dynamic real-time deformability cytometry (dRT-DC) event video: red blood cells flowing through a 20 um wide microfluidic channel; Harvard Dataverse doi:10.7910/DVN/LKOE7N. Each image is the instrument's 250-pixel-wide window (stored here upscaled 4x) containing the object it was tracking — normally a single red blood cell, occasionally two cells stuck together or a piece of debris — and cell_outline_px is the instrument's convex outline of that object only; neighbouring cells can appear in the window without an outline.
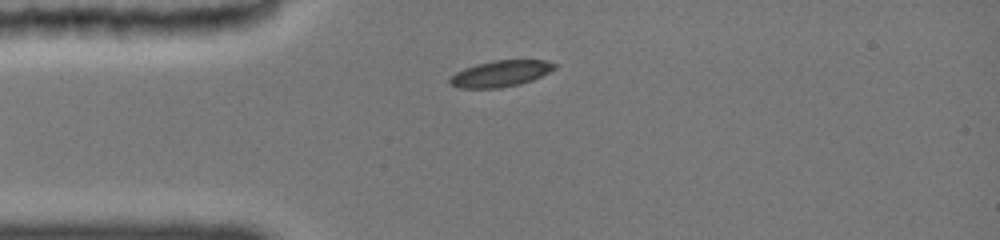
{"species": "common noctule bat (a hibernating species)", "species_latin": "Nyctalus noctula", "temperature_condition": "cold", "stored_images_in_passage": 36, "camera_frame_rate_fps": 3000, "um_per_image_px": 0.085, "animal": {"sex": "female", "body_mass_g": 19.0, "forearm_length_mm": 51.5}, "frame": {"image": 1, "passage_image": 1, "time_ms": 0.0, "image_size_px": [1000, 240], "cell_outline_px": [[556, 68], [532, 80], [520, 84], [500, 88], [460, 88], [448, 84], [448, 80], [456, 72], [464, 68], [476, 64], [492, 60], [548, 60], [556, 64]], "centroid_in_image_um": [42.53, 6.25], "position_along_channel_um": 42.5, "area_um2": 16.07}}
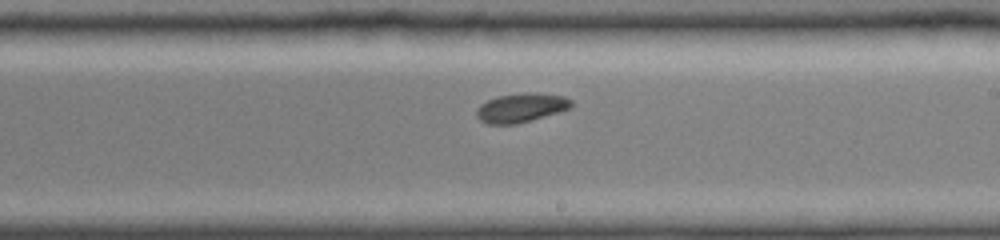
{"frame": {"image": 2, "passage_image": 19, "time_ms": 5.667, "image_size_px": [1000, 240], "cell_outline_px": [[572, 104], [568, 108], [556, 112], [516, 124], [488, 124], [480, 120], [476, 116], [476, 108], [480, 104], [496, 96], [524, 92], [564, 96], [572, 100]], "centroid_in_image_um": [44.22, 9.15], "position_along_channel_um": 244.8, "area_um2": 15.78}}
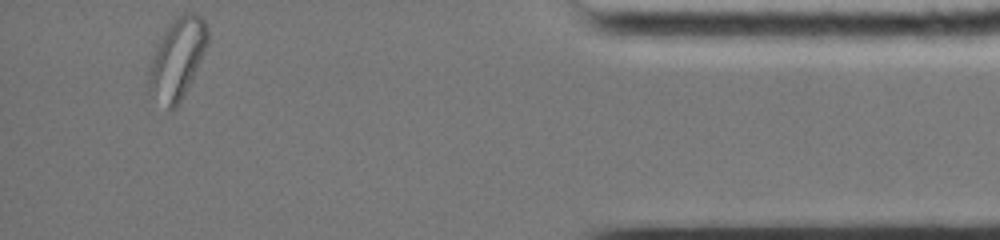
{"frame": {"image": 3, "passage_image": 36, "time_ms": 11.333, "image_size_px": [1000, 240], "cell_outline_px": [[208, 44], [176, 108], [168, 108], [148, 92], [148, 80], [152, 56], [160, 36], [168, 24], [176, 16], [184, 12], [196, 12], [204, 20], [208, 28]], "centroid_in_image_um": [15.06, 4.9], "position_along_channel_um": 420.1, "area_um2": 27.28}, "authors_computed_cell_mechanics": {"area_um2": 16.3285, "velocity_mm_per_s": 3.8254, "shape_relaxation_time_tau1_ms": 1.088, "shape_relaxation_time_tau2_ms": null, "deformation_change_tau1": 0.0717, "deformation_change_tau2": null}}